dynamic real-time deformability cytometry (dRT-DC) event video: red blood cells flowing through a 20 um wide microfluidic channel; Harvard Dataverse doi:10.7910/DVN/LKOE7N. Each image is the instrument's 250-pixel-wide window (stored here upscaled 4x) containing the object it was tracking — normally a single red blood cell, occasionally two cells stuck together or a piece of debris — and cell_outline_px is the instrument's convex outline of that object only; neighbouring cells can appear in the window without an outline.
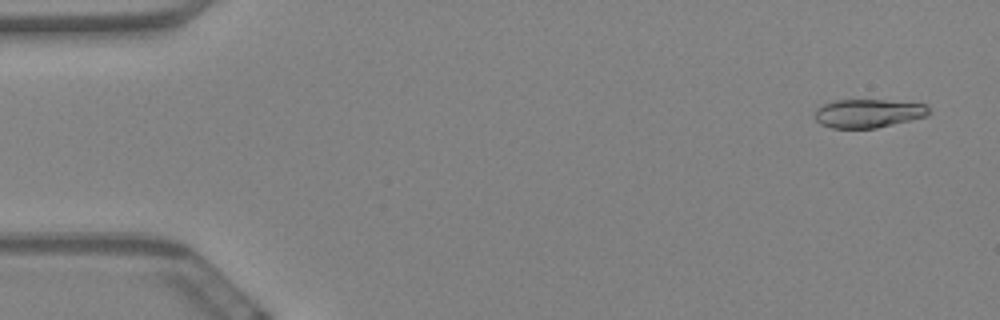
{"species": "Egyptian fruit bat (a non-hibernating species)", "species_latin": "Rousettus aegyptiacus", "temperature_condition": "warm", "stored_images_in_passage": 59, "camera_frame_rate_fps": 3000, "um_per_image_px": 0.085, "animal": {"sex": "female"}, "frame": {"image": 1, "passage_image": 3, "time_ms": 0.667, "image_size_px": [1000, 320], "cell_outline_px": [[928, 116], [912, 120], [876, 128], [832, 128], [820, 124], [816, 120], [816, 108], [824, 104], [836, 100], [884, 100], [924, 104], [928, 108]], "centroid_in_image_um": [73.79, 9.64], "position_along_channel_um": 11.2, "area_um2": 18.84}}
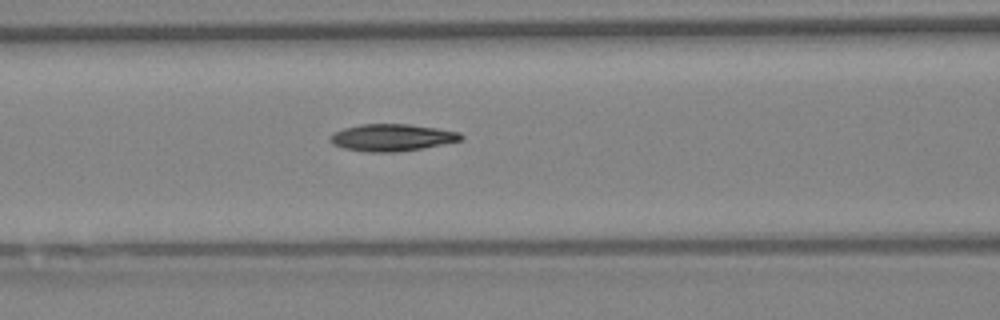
{"frame": {"image": 2, "passage_image": 25, "time_ms": 8.0, "image_size_px": [1000, 320], "cell_outline_px": [[464, 136], [460, 140], [424, 148], [396, 152], [368, 152], [344, 148], [332, 144], [328, 140], [328, 136], [332, 132], [344, 128], [360, 124], [408, 124], [436, 128], [460, 132]], "centroid_in_image_um": [33.26, 11.69], "position_along_channel_um": 133.3, "area_um2": 20.69}}
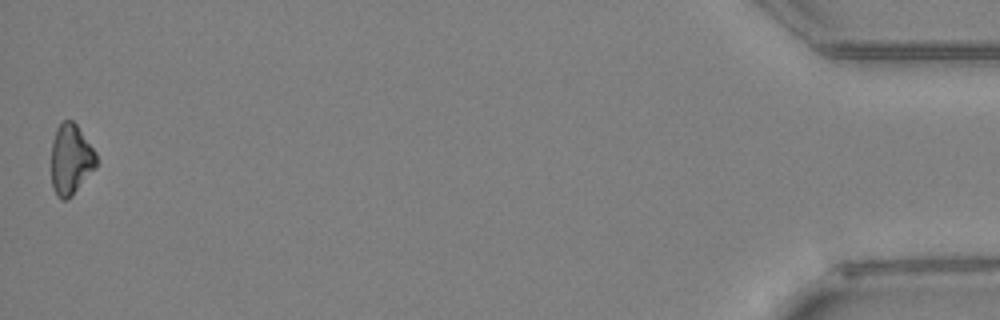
{"frame": {"image": 3, "passage_image": 59, "time_ms": 19.333, "image_size_px": [1000, 320], "cell_outline_px": [[96, 168], [72, 196], [64, 200], [60, 200], [56, 196], [52, 188], [52, 140], [56, 128], [64, 120], [72, 120], [76, 124], [96, 152]], "centroid_in_image_um": [6.01, 13.57], "position_along_channel_um": 429.2, "area_um2": 18.61}, "authors_computed_cell_mechanics": {"area_um2": 19.7676, "velocity_mm_per_s": 3.4614, "shape_relaxation_time_tau1_ms": 11.3681, "shape_relaxation_time_tau2_ms": null, "deformation_change_tau1": 0.2104, "deformation_change_tau2": null}}